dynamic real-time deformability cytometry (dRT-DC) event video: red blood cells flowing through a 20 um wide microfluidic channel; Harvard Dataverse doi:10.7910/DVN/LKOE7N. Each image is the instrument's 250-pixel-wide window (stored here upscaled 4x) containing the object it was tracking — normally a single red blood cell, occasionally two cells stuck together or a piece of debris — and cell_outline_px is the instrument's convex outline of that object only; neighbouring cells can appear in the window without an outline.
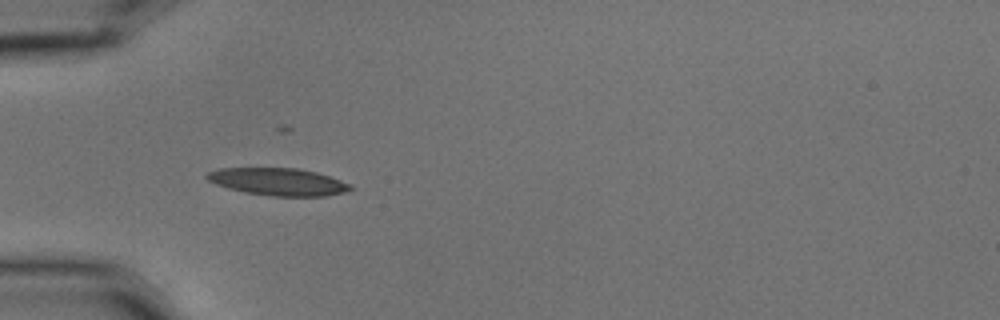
{"species": "common noctule bat (a hibernating species)", "species_latin": "Nyctalus noctula", "temperature_condition": "cold", "stored_images_in_passage": 4, "camera_frame_rate_fps": 3000, "um_per_image_px": 0.085, "animal": {"sex": "male", "body_mass_g": 15.6}, "frame": {"image": 1, "passage_image": 4, "time_ms": 1.0, "image_size_px": [1000, 320], "cell_outline_px": [[352, 188], [344, 192], [328, 196], [272, 196], [244, 192], [228, 188], [216, 184], [208, 180], [204, 176], [208, 172], [220, 168], [296, 168], [316, 172], [352, 184]], "centroid_in_image_um": [23.63, 15.45], "position_along_channel_um": 61.4, "area_um2": 22.83}}